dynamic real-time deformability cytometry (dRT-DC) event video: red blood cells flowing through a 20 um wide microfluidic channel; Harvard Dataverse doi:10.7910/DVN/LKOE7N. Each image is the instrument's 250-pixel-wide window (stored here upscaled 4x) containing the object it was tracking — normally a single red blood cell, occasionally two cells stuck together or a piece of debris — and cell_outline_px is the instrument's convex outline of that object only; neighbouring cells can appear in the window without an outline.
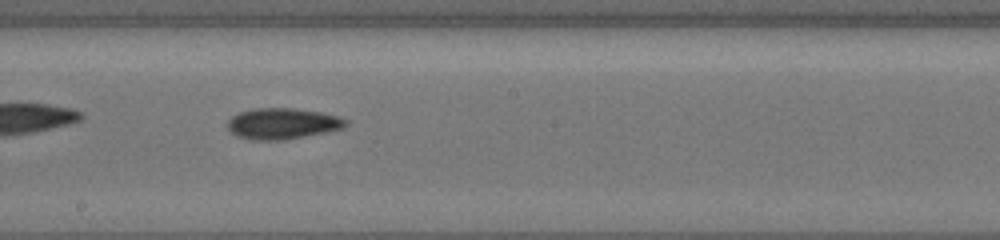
{"species": "common noctule bat (a hibernating species)", "species_latin": "Nyctalus noctula", "temperature_condition": "cold", "stored_images_in_passage": 37, "camera_frame_rate_fps": 3000, "um_per_image_px": 0.085, "animal": {"sex": "female", "body_mass_g": 19.5, "forearm_length_mm": 54.1}, "frame": {"image": 1, "passage_image": 22, "time_ms": 5.0, "image_size_px": [1000, 240], "cell_outline_px": [[348, 124], [344, 128], [284, 140], [252, 140], [240, 136], [232, 132], [228, 128], [228, 120], [232, 116], [240, 112], [252, 108], [292, 108], [320, 112], [336, 116], [348, 120]], "centroid_in_image_um": [24.01, 10.5], "position_along_channel_um": 224.2, "area_um2": 21.15}}
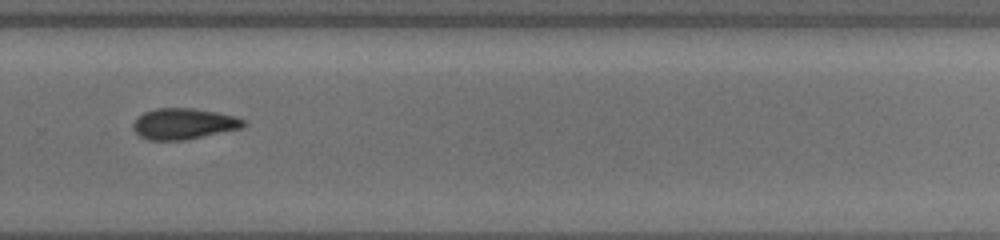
{"frame": {"image": 2, "passage_image": 32, "time_ms": 7.333, "image_size_px": [1000, 240], "cell_outline_px": [[244, 124], [240, 128], [184, 140], [148, 140], [140, 136], [132, 128], [132, 124], [144, 112], [156, 108], [192, 108], [216, 112], [236, 116], [244, 120]], "centroid_in_image_um": [15.58, 10.52], "position_along_channel_um": 314.2, "area_um2": 19.65}}
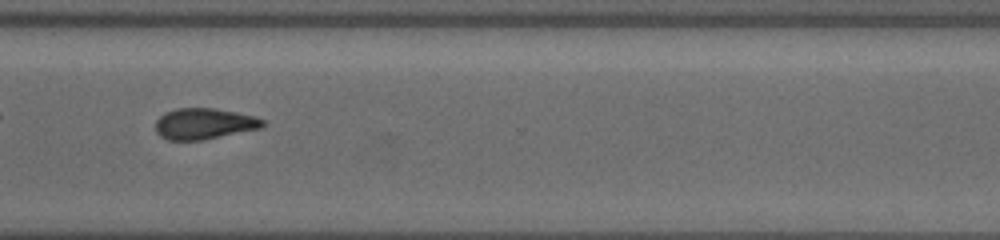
{"frame": {"image": 3, "passage_image": 36, "time_ms": 8.333, "image_size_px": [1000, 240], "cell_outline_px": [[268, 124], [260, 128], [200, 140], [168, 140], [160, 136], [156, 132], [156, 120], [164, 112], [176, 108], [212, 108], [236, 112], [256, 116], [264, 120]], "centroid_in_image_um": [17.35, 10.5], "position_along_channel_um": 353.3, "area_um2": 19.36}}